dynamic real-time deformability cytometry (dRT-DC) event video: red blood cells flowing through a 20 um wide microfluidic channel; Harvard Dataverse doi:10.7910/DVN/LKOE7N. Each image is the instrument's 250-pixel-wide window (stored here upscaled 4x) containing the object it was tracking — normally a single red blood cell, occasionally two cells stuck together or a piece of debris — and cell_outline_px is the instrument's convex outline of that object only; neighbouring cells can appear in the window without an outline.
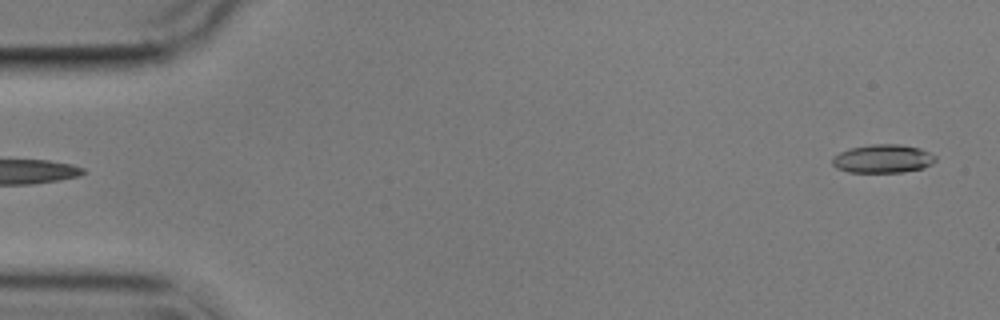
{"species": "common noctule bat (a hibernating species)", "species_latin": "Nyctalus noctula", "temperature_condition": "cold", "stored_images_in_passage": 6, "segment_of_instrument_passage": [2, 2], "camera_frame_rate_fps": 3000, "um_per_image_px": 0.085, "animal": {"sex": "male", "body_mass_g": 17.9}, "frame": {"image": 1, "passage_image": 6, "time_ms": 6.0, "image_size_px": [1000, 320], "cell_outline_px": [[936, 160], [932, 164], [924, 168], [904, 172], [848, 172], [836, 168], [832, 164], [832, 156], [848, 148], [872, 144], [900, 144], [920, 148], [936, 156]], "centroid_in_image_um": [75.03, 13.49], "position_along_channel_um": 10.0, "area_um2": 17.28}}